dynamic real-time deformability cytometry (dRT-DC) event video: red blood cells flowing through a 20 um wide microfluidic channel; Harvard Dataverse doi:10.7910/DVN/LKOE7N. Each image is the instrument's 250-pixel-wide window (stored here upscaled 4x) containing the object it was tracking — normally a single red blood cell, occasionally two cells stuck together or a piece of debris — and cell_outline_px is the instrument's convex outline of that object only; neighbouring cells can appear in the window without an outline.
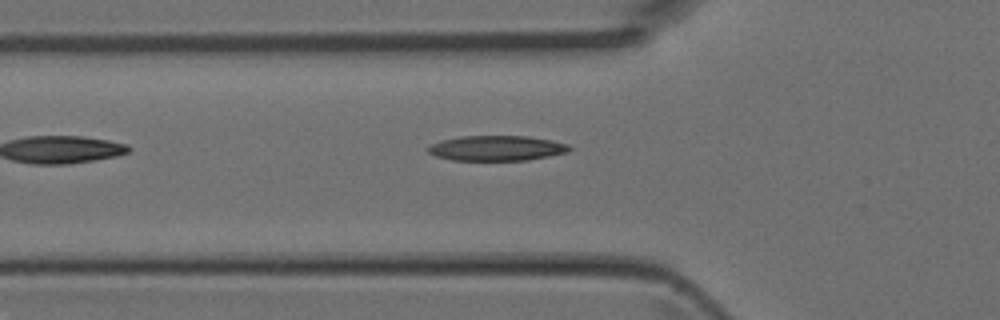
{"species": "Egyptian fruit bat (a non-hibernating species)", "species_latin": "Rousettus aegyptiacus", "temperature_condition": "room temperature", "stored_images_in_passage": 4, "camera_frame_rate_fps": 3000, "um_per_image_px": 0.085, "animal": {"sex": "female"}, "frame": {"image": 1, "passage_image": 4, "time_ms": 1.0, "image_size_px": [1000, 320], "cell_outline_px": [[572, 148], [564, 152], [548, 156], [528, 160], [452, 160], [436, 156], [428, 152], [428, 148], [432, 144], [444, 140], [460, 136], [528, 136], [552, 140], [568, 144]], "centroid_in_image_um": [42.22, 12.59], "position_along_channel_um": 83.6, "area_um2": 20.46}}